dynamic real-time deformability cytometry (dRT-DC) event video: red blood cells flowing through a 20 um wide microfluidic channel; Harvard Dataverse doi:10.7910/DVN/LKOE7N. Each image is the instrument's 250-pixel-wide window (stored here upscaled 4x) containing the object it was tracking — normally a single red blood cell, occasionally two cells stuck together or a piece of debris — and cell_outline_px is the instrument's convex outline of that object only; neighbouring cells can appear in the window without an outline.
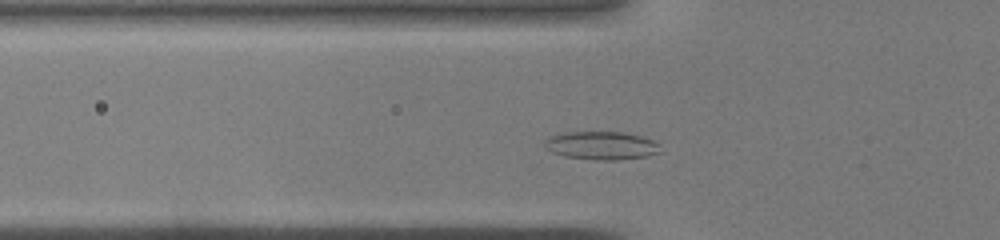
{"species": "common noctule bat (a hibernating species)", "species_latin": "Nyctalus noctula", "temperature_condition": "warm", "stored_images_in_passage": 34, "camera_frame_rate_fps": 3000, "um_per_image_px": 0.085, "animal": {"sex": "male", "body_mass_g": 19.0, "forearm_length_mm": 50.8}, "frame": {"image": 1, "passage_image": 6, "time_ms": 1.667, "image_size_px": [1000, 240], "cell_outline_px": [[660, 152], [648, 156], [620, 160], [596, 160], [564, 156], [552, 152], [544, 148], [544, 140], [548, 136], [564, 132], [624, 132], [640, 136], [652, 140], [660, 144]], "centroid_in_image_um": [51.1, 12.37], "position_along_channel_um": 74.7, "area_um2": 19.25}}
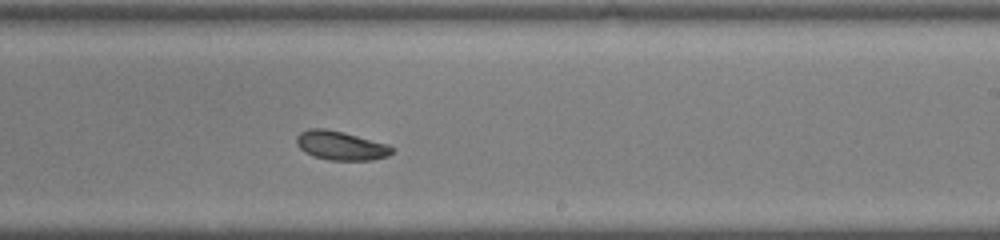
{"frame": {"image": 2, "passage_image": 18, "time_ms": 5.667, "image_size_px": [1000, 240], "cell_outline_px": [[396, 148], [388, 156], [372, 160], [328, 160], [312, 156], [304, 152], [296, 144], [296, 136], [300, 132], [308, 128], [324, 128], [344, 132], [388, 144]], "centroid_in_image_um": [28.95, 12.37], "position_along_channel_um": 260.0, "area_um2": 16.36}}
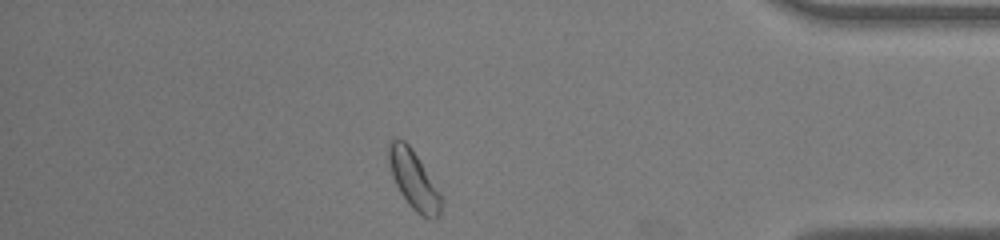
{"frame": {"image": 3, "passage_image": 29, "time_ms": 9.333, "image_size_px": [1000, 240], "cell_outline_px": [[444, 204], [440, 216], [436, 220], [428, 220], [420, 216], [408, 204], [400, 192], [392, 176], [388, 160], [388, 144], [392, 140], [404, 140], [412, 148], [444, 196]], "centroid_in_image_um": [35.24, 15.38], "position_along_channel_um": 400.0, "area_um2": 18.5}}